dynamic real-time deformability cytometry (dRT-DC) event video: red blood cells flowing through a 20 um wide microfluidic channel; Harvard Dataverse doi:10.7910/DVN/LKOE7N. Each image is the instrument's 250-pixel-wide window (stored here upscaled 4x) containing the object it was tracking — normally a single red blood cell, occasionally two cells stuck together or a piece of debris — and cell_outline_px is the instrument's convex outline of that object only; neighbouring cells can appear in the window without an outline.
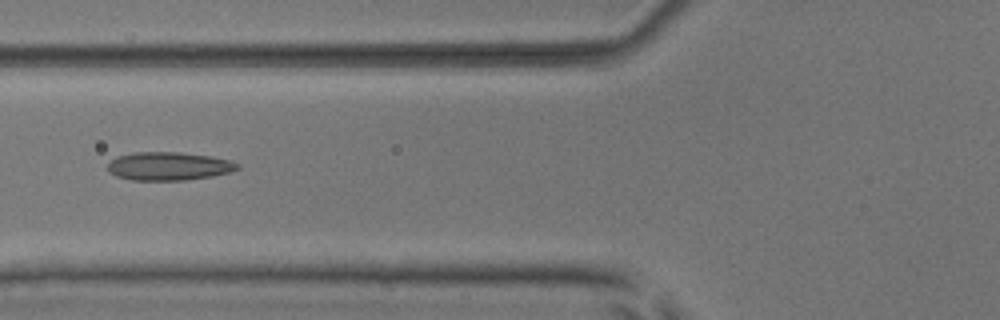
{"species": "common noctule bat (a hibernating species)", "species_latin": "Nyctalus noctula", "temperature_condition": "room temperature", "stored_images_in_passage": 6, "camera_frame_rate_fps": 3000, "um_per_image_px": 0.085, "animal": {"sex": "male", "body_mass_g": 17.9, "forearm_length_mm": 54.2}, "frame": {"image": 1, "passage_image": 6, "time_ms": 1.667, "image_size_px": [1000, 320], "cell_outline_px": [[240, 168], [232, 172], [212, 176], [184, 180], [132, 180], [116, 176], [108, 172], [108, 164], [116, 156], [136, 152], [180, 152], [212, 156], [228, 160], [240, 164]], "centroid_in_image_um": [14.35, 14.12], "position_along_channel_um": 111.4, "area_um2": 21.5}}